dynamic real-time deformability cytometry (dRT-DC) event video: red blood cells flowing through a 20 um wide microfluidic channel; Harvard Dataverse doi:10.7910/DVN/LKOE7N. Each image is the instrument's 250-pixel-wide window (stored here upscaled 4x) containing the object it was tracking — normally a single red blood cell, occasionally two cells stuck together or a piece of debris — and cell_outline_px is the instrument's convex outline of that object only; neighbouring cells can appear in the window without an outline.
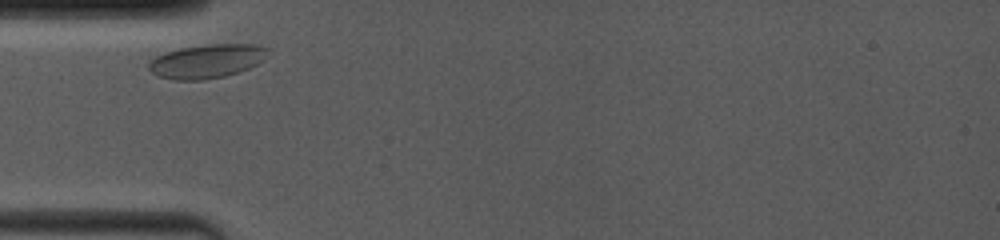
{"species": "common noctule bat (a hibernating species)", "species_latin": "Nyctalus noctula", "temperature_condition": "room temperature", "stored_images_in_passage": 8, "camera_frame_rate_fps": 4000, "um_per_image_px": 0.085, "animal": {"sex": "female", "body_mass_g": 19.0, "forearm_length_mm": 53.3}, "frame": {"image": 1, "passage_image": 1, "time_ms": 0.0, "image_size_px": [1000, 240], "cell_outline_px": [[272, 48], [264, 60], [248, 68], [224, 76], [204, 80], [176, 80], [160, 76], [152, 72], [148, 68], [148, 64], [156, 56], [164, 52], [180, 48], [204, 44], [256, 44]], "centroid_in_image_um": [17.62, 5.18], "position_along_channel_um": 67.4, "area_um2": 23.58}}
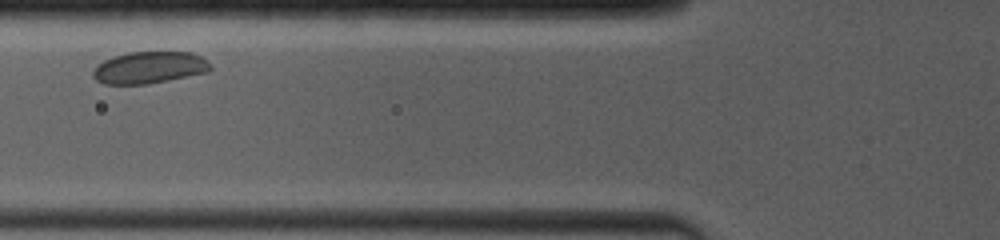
{"frame": {"image": 2, "passage_image": 3, "time_ms": 1.25, "image_size_px": [1000, 240], "cell_outline_px": [[212, 72], [148, 84], [104, 84], [96, 80], [92, 76], [92, 72], [96, 64], [112, 56], [128, 52], [192, 52], [200, 56], [212, 68]], "centroid_in_image_um": [12.68, 5.75], "position_along_channel_um": 113.1, "area_um2": 22.08}}
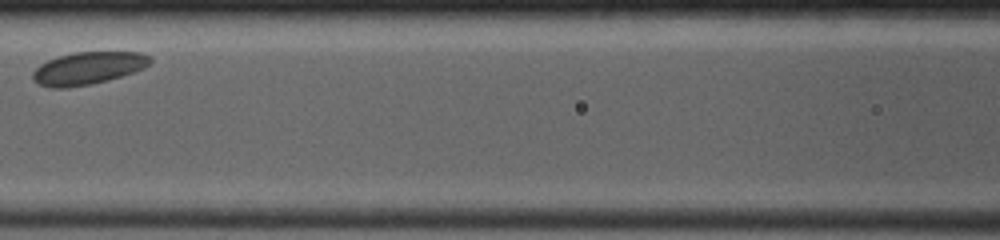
{"frame": {"image": 3, "passage_image": 6, "time_ms": 2.5, "image_size_px": [1000, 240], "cell_outline_px": [[152, 60], [144, 68], [136, 72], [108, 80], [68, 88], [48, 88], [36, 84], [32, 80], [32, 72], [40, 64], [48, 60], [60, 56], [76, 52], [140, 52], [152, 56]], "centroid_in_image_um": [7.47, 5.81], "position_along_channel_um": 159.1, "area_um2": 22.43}}